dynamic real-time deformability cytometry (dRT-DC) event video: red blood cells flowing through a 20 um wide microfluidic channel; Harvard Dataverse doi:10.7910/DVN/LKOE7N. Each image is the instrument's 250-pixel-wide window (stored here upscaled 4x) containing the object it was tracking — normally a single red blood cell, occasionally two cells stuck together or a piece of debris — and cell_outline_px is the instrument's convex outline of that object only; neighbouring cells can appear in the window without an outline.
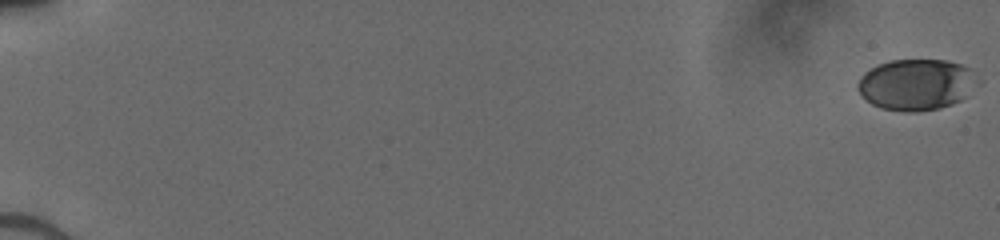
{"species": "human", "species_latin": "Homo sapiens", "temperature_condition": "cold", "stored_images_in_passage": 20, "camera_frame_rate_fps": 3000, "um_per_image_px": 0.085, "donor": {"sex": "male"}, "frame": {"image": 1, "passage_image": 1, "time_ms": 0.0, "image_size_px": [1000, 240], "cell_outline_px": [[968, 72], [964, 96], [960, 100], [952, 104], [940, 108], [916, 112], [908, 112], [880, 108], [872, 104], [860, 96], [856, 88], [856, 84], [860, 76], [864, 72], [880, 64], [892, 60], [948, 60], [960, 64], [968, 68]], "centroid_in_image_um": [77.66, 7.2], "position_along_channel_um": 7.3, "area_um2": 34.45}}
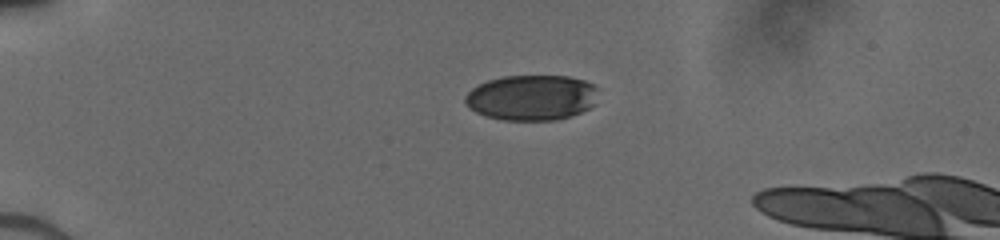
{"frame": {"image": 2, "passage_image": 15, "time_ms": 4.667, "image_size_px": [1000, 240], "cell_outline_px": [[600, 88], [596, 104], [580, 112], [556, 120], [504, 120], [484, 116], [468, 108], [464, 104], [464, 96], [472, 88], [488, 80], [504, 76], [568, 76], [584, 80]], "centroid_in_image_um": [45.19, 8.29], "position_along_channel_um": 39.8, "area_um2": 35.6}}